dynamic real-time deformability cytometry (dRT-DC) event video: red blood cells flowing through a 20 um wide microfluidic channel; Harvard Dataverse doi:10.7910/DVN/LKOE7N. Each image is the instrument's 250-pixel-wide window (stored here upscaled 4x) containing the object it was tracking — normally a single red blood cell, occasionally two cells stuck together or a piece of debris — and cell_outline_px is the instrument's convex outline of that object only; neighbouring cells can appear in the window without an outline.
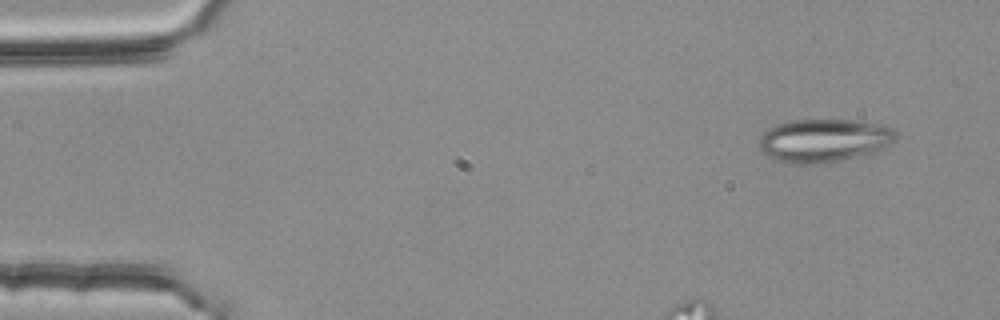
{"species": "common noctule bat (a hibernating species)", "species_latin": "Nyctalus noctula", "temperature_condition": "room temperature", "stored_images_in_passage": 3, "camera_frame_rate_fps": 3000, "um_per_image_px": 0.085, "animal": {"sex": "female", "body_mass_g": 25.1}, "frame": {"image": 1, "passage_image": 1, "time_ms": 0.0, "image_size_px": [1000, 320], "cell_outline_px": [[892, 140], [888, 144], [872, 152], [824, 164], [792, 164], [776, 160], [768, 156], [760, 148], [760, 136], [768, 128], [776, 124], [792, 120], [856, 120], [876, 124], [892, 128]], "centroid_in_image_um": [69.93, 11.94], "position_along_channel_um": 15.1, "area_um2": 33.87}}